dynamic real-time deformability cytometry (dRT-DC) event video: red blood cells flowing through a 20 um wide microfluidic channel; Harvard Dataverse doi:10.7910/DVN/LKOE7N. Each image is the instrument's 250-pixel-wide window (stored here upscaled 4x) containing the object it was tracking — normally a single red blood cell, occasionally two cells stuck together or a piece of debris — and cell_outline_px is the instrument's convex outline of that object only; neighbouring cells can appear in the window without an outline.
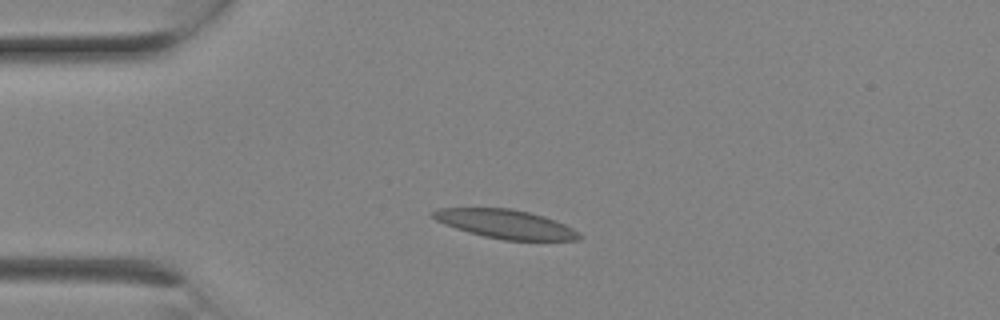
{"species": "Egyptian fruit bat (a non-hibernating species)", "species_latin": "Rousettus aegyptiacus", "temperature_condition": "room temperature", "stored_images_in_passage": 2, "camera_frame_rate_fps": 3000, "um_per_image_px": 0.085, "animal": {"sex": "female"}, "frame": {"image": 1, "passage_image": 2, "time_ms": 0.333, "image_size_px": [1000, 320], "cell_outline_px": [[584, 236], [580, 240], [504, 240], [484, 236], [468, 232], [444, 224], [436, 220], [432, 216], [432, 212], [436, 208], [512, 208], [544, 216], [556, 220], [580, 232]], "centroid_in_image_um": [43.01, 19.04], "position_along_channel_um": 42.0, "area_um2": 24.62}}